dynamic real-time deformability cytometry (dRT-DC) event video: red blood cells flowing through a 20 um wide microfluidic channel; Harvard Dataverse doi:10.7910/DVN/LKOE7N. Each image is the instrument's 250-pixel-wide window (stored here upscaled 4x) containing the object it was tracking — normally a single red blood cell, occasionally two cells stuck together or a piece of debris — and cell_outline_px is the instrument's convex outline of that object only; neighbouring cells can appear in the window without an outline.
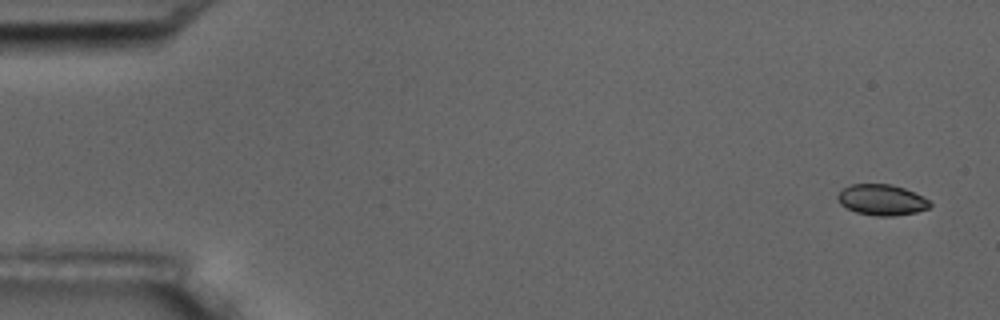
{"species": "common noctule bat (a hibernating species)", "species_latin": "Nyctalus noctula", "temperature_condition": "room temperature", "stored_images_in_passage": 4, "camera_frame_rate_fps": 3000, "um_per_image_px": 0.085, "animal": {"sex": "male", "body_mass_g": 17.5, "forearm_length_mm": 52.3}, "frame": {"image": 1, "passage_image": 1, "time_ms": 0.0, "image_size_px": [1000, 320], "cell_outline_px": [[932, 204], [928, 208], [916, 212], [892, 216], [876, 216], [856, 212], [840, 204], [836, 196], [844, 188], [852, 184], [892, 184], [904, 188], [928, 200]], "centroid_in_image_um": [74.93, 16.99], "position_along_channel_um": 10.1, "area_um2": 16.36}}
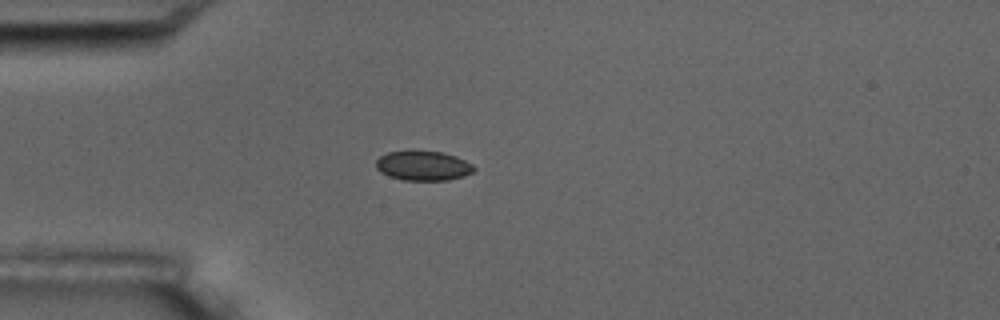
{"frame": {"image": 2, "passage_image": 4, "time_ms": 4.333, "image_size_px": [1000, 320], "cell_outline_px": [[476, 168], [472, 172], [464, 176], [448, 180], [404, 180], [388, 176], [380, 172], [376, 168], [376, 160], [380, 156], [388, 152], [412, 148], [416, 148], [440, 152], [456, 156], [472, 164]], "centroid_in_image_um": [35.93, 14.05], "position_along_channel_um": 49.1, "area_um2": 17.46}}